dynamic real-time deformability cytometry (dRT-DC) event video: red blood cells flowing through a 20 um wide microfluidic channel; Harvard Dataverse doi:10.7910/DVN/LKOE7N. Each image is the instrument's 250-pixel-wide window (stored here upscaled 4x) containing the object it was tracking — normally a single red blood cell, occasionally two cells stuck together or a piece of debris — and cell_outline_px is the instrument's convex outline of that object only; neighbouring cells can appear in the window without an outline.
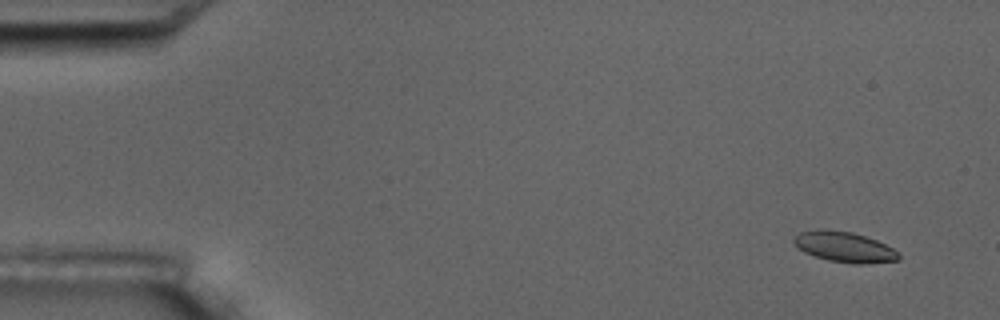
{"species": "common noctule bat (a hibernating species)", "species_latin": "Nyctalus noctula", "temperature_condition": "room temperature", "stored_images_in_passage": 5, "camera_frame_rate_fps": 3000, "um_per_image_px": 0.085, "animal": {"sex": "male", "body_mass_g": 17.5, "forearm_length_mm": 52.3}, "frame": {"image": 1, "passage_image": 1, "time_ms": 0.0, "image_size_px": [1000, 320], "cell_outline_px": [[900, 260], [860, 264], [852, 264], [828, 260], [804, 252], [796, 248], [792, 240], [792, 236], [800, 232], [820, 228], [852, 232], [876, 240], [900, 252]], "centroid_in_image_um": [71.73, 20.98], "position_along_channel_um": 13.3, "area_um2": 18.79}}
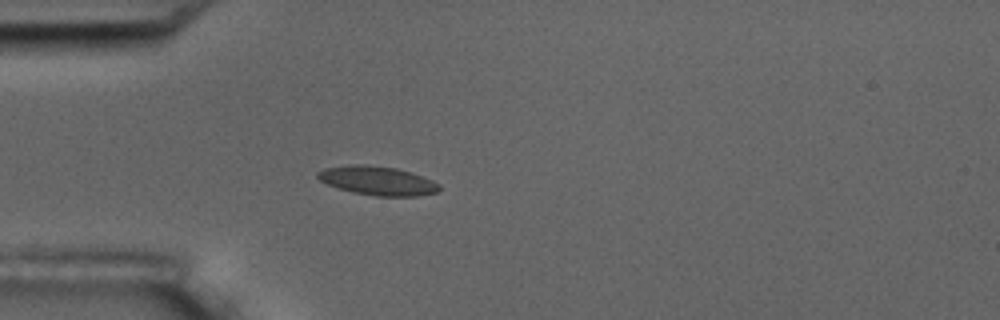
{"frame": {"image": 2, "passage_image": 5, "time_ms": 4.333, "image_size_px": [1000, 320], "cell_outline_px": [[440, 188], [436, 192], [416, 196], [376, 196], [352, 192], [328, 184], [320, 180], [316, 176], [316, 172], [324, 168], [348, 164], [364, 164], [396, 168], [412, 172], [432, 180], [440, 184]], "centroid_in_image_um": [32.08, 15.35], "position_along_channel_um": 52.9, "area_um2": 20.52}}